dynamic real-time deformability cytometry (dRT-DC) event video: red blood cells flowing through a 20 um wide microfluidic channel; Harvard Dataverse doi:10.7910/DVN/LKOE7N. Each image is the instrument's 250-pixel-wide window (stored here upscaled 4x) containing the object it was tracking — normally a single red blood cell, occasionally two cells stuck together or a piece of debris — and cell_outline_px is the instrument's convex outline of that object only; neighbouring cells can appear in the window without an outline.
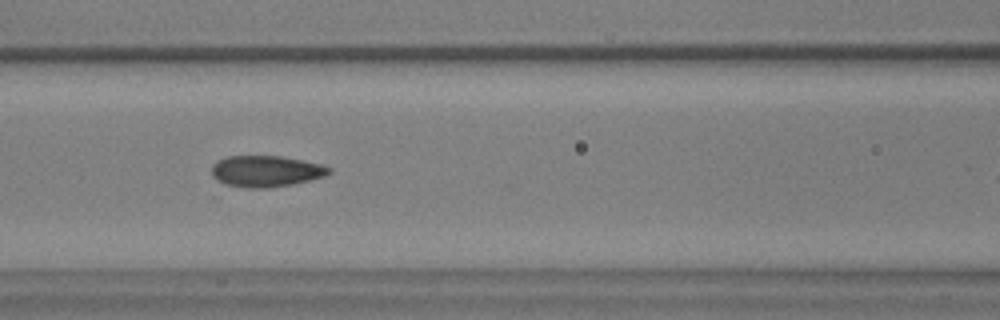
{"species": "common noctule bat (a hibernating species)", "species_latin": "Nyctalus noctula", "temperature_condition": "warm", "stored_images_in_passage": 35, "camera_frame_rate_fps": 3000, "um_per_image_px": 0.085, "animal": {"sex": "male", "body_mass_g": 17.9, "forearm_length_mm": 54.2}, "frame": {"image": 1, "passage_image": 13, "time_ms": 4.0, "image_size_px": [1000, 320], "cell_outline_px": [[332, 172], [324, 176], [292, 184], [268, 188], [220, 188], [212, 176], [212, 164], [228, 156], [280, 156], [320, 164], [332, 168]], "centroid_in_image_um": [22.49, 14.59], "position_along_channel_um": 144.1, "area_um2": 21.91}}
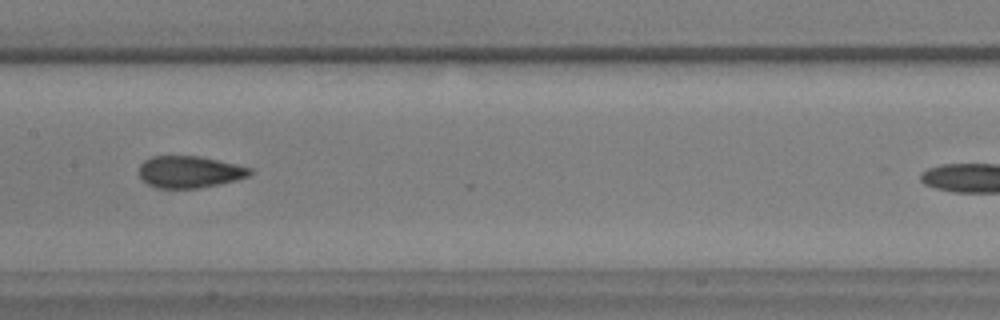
{"frame": {"image": 2, "passage_image": 17, "time_ms": 5.333, "image_size_px": [1000, 320], "cell_outline_px": [[256, 172], [248, 176], [236, 180], [200, 188], [156, 188], [148, 184], [140, 176], [140, 164], [144, 160], [152, 156], [200, 156], [236, 164], [252, 168]], "centroid_in_image_um": [16.14, 14.61], "position_along_channel_um": 191.3, "area_um2": 20.63}}